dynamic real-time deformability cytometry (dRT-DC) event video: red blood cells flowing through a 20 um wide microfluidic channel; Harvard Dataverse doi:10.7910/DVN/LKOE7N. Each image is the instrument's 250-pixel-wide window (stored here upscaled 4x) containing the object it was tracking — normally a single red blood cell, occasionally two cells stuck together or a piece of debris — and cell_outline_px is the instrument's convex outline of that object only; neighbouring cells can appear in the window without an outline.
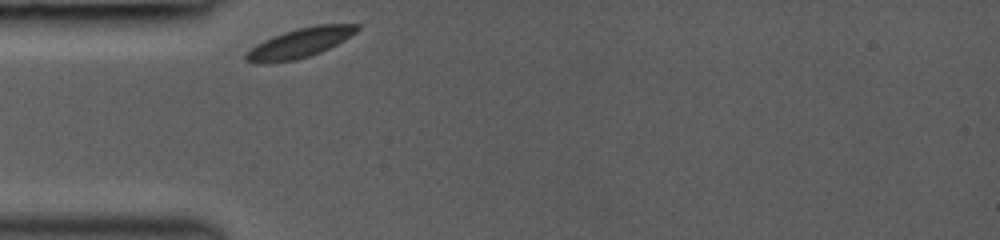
{"species": "common noctule bat (a hibernating species)", "species_latin": "Nyctalus noctula", "temperature_condition": "room temperature", "stored_images_in_passage": 28, "camera_frame_rate_fps": 3000, "um_per_image_px": 0.085, "animal": {"sex": "female", "body_mass_g": 19.0, "forearm_length_mm": 53.3}, "frame": {"image": 1, "passage_image": 1, "time_ms": 0.0, "image_size_px": [1000, 240], "cell_outline_px": [[360, 28], [356, 32], [344, 40], [320, 52], [296, 60], [256, 64], [244, 60], [244, 56], [256, 44], [264, 40], [284, 32], [296, 28], [320, 24], [360, 24]], "centroid_in_image_um": [25.48, 3.65], "position_along_channel_um": 59.5, "area_um2": 18.96}}
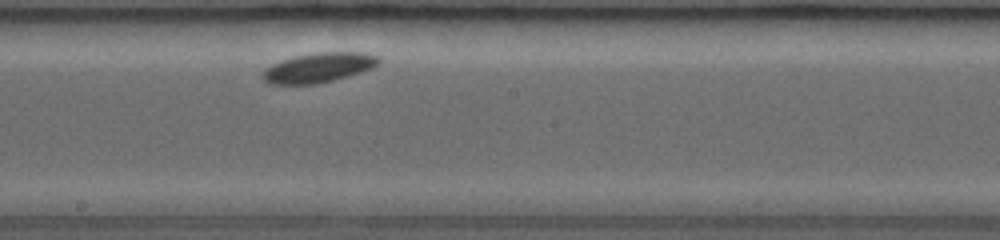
{"frame": {"image": 2, "passage_image": 14, "time_ms": 4.333, "image_size_px": [1000, 240], "cell_outline_px": [[380, 64], [372, 68], [360, 72], [332, 80], [316, 84], [268, 84], [260, 76], [272, 64], [296, 56], [316, 52], [364, 52], [376, 56], [380, 60]], "centroid_in_image_um": [27.09, 5.75], "position_along_channel_um": 221.1, "area_um2": 19.83}}
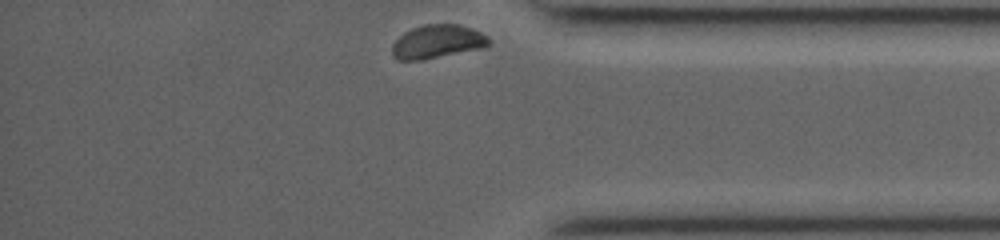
{"frame": {"image": 3, "passage_image": 28, "time_ms": 9.0, "image_size_px": [1000, 240], "cell_outline_px": [[492, 40], [484, 48], [424, 60], [396, 60], [392, 56], [392, 44], [404, 32], [412, 28], [424, 24], [460, 24], [472, 28], [488, 36]], "centroid_in_image_um": [37.19, 3.55], "position_along_channel_um": 398.0, "area_um2": 19.19}}